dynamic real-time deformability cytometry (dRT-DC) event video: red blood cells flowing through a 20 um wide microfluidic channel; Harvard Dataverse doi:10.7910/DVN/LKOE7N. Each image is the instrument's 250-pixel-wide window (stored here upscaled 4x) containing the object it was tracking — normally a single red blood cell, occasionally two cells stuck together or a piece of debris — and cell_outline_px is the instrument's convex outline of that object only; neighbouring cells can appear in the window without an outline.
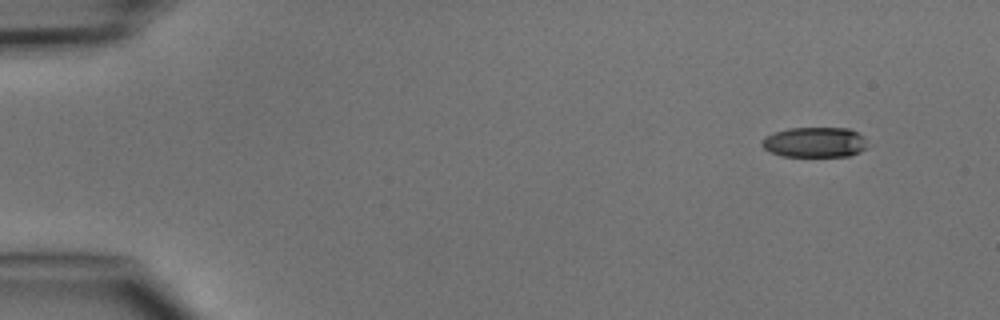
{"species": "common noctule bat (a hibernating species)", "species_latin": "Nyctalus noctula", "temperature_condition": "cold", "stored_images_in_passage": 5, "camera_frame_rate_fps": 3000, "um_per_image_px": 0.085, "animal": {"sex": "male", "body_mass_g": 15.6}, "frame": {"image": 1, "passage_image": 1, "time_ms": 0.0, "image_size_px": [1000, 320], "cell_outline_px": [[868, 148], [860, 152], [848, 156], [780, 156], [764, 148], [760, 144], [764, 136], [788, 128], [848, 128], [864, 136]], "centroid_in_image_um": [69.26, 12.09], "position_along_channel_um": 15.7, "area_um2": 18.67}}
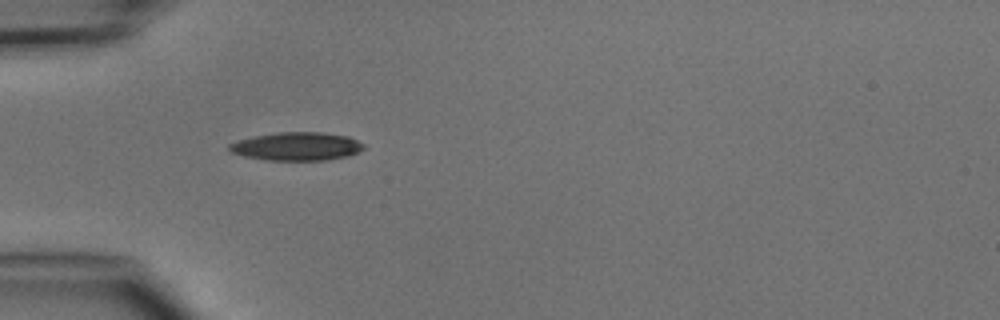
{"frame": {"image": 2, "passage_image": 4, "time_ms": 3.667, "image_size_px": [1000, 320], "cell_outline_px": [[364, 148], [348, 156], [328, 160], [264, 160], [244, 156], [232, 152], [228, 148], [228, 144], [236, 140], [276, 132], [320, 132], [348, 136], [364, 144]], "centroid_in_image_um": [25.2, 12.44], "position_along_channel_um": 59.8, "area_um2": 22.14}}